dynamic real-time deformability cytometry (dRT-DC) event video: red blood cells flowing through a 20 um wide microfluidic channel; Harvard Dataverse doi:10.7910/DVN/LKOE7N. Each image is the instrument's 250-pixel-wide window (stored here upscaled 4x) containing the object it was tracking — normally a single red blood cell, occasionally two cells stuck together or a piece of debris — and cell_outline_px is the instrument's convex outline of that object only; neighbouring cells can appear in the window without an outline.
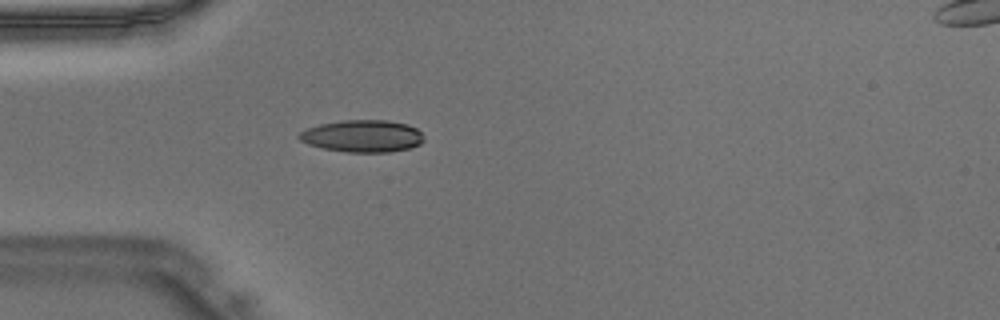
{"species": "Egyptian fruit bat (a non-hibernating species)", "species_latin": "Rousettus aegyptiacus", "temperature_condition": "warm", "stored_images_in_passage": 34, "camera_frame_rate_fps": 3000, "um_per_image_px": 0.085, "animal": {"sex": "male"}, "frame": {"image": 1, "passage_image": 1, "time_ms": 0.0, "image_size_px": [1000, 320], "cell_outline_px": [[424, 140], [420, 144], [408, 148], [388, 152], [348, 152], [324, 148], [308, 144], [300, 140], [296, 136], [300, 132], [308, 128], [320, 124], [344, 120], [388, 120], [408, 124], [416, 128], [424, 136]], "centroid_in_image_um": [30.82, 11.56], "position_along_channel_um": 54.2, "area_um2": 23.29}}
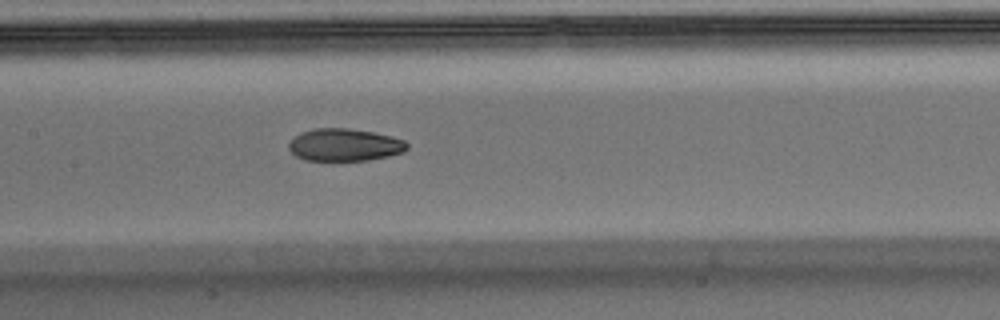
{"frame": {"image": 2, "passage_image": 10, "time_ms": 3.0, "image_size_px": [1000, 320], "cell_outline_px": [[408, 148], [404, 152], [388, 156], [368, 160], [304, 160], [296, 156], [288, 148], [288, 144], [300, 132], [312, 128], [348, 128], [372, 132], [392, 136], [404, 140], [408, 144]], "centroid_in_image_um": [29.29, 12.31], "position_along_channel_um": 178.1, "area_um2": 22.37}}
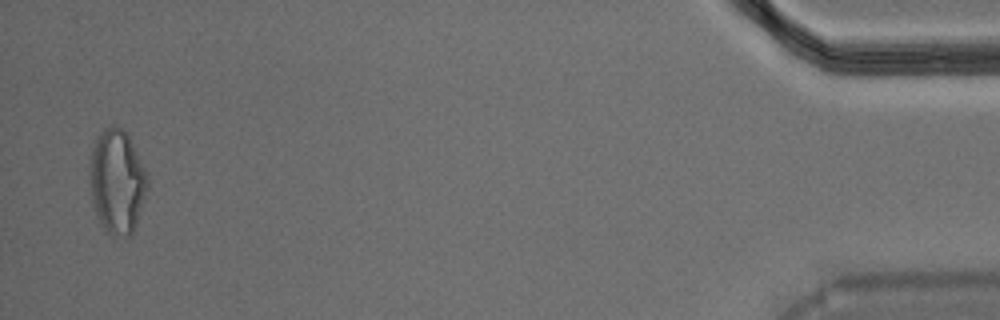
{"frame": {"image": 3, "passage_image": 33, "time_ms": 10.667, "image_size_px": [1000, 320], "cell_outline_px": [[148, 188], [136, 224], [132, 232], [128, 236], [112, 236], [104, 232], [100, 224], [92, 200], [92, 148], [96, 136], [100, 132], [112, 124], [124, 128], [128, 132], [148, 176]], "centroid_in_image_um": [9.98, 15.42], "position_along_channel_um": 425.2, "area_um2": 34.85}}